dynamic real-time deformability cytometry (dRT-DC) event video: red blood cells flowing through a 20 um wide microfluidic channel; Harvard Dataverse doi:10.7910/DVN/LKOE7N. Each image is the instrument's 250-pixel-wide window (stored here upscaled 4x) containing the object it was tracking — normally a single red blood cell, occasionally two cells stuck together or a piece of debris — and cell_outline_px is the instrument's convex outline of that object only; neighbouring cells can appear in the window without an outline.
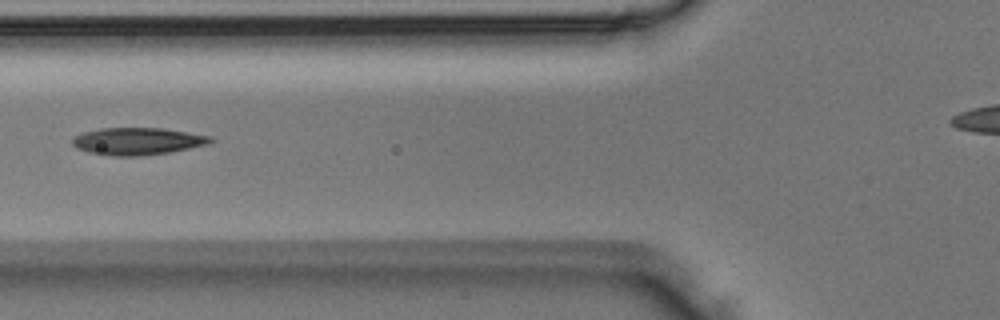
{"species": "Egyptian fruit bat (a non-hibernating species)", "species_latin": "Rousettus aegyptiacus", "temperature_condition": "room temperature", "stored_images_in_passage": 4, "camera_frame_rate_fps": 3000, "um_per_image_px": 0.085, "animal": {"sex": "male"}, "frame": {"image": 1, "passage_image": 4, "time_ms": 1.0, "image_size_px": [1000, 320], "cell_outline_px": [[216, 140], [208, 144], [168, 152], [140, 156], [116, 156], [88, 152], [76, 148], [72, 144], [72, 140], [76, 136], [84, 132], [100, 128], [164, 128], [212, 136]], "centroid_in_image_um": [11.71, 12.0], "position_along_channel_um": 114.1, "area_um2": 21.85}}